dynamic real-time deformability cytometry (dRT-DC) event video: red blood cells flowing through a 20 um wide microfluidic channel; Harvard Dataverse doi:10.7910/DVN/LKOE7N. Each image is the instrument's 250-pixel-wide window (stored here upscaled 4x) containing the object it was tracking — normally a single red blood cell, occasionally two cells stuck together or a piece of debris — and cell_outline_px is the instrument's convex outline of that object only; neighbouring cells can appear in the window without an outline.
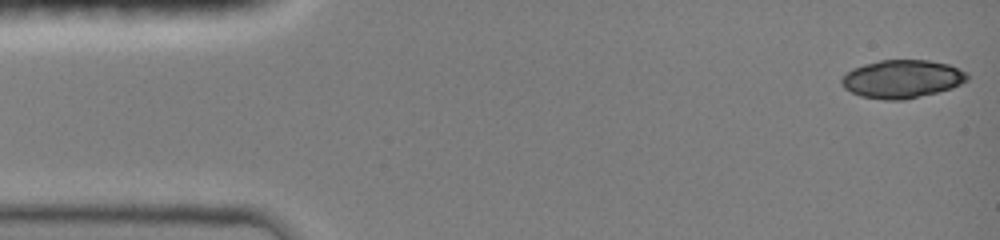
{"species": "common noctule bat (a hibernating species)", "species_latin": "Nyctalus noctula", "temperature_condition": "room temperature", "stored_images_in_passage": 10, "camera_frame_rate_fps": 3000, "um_per_image_px": 0.085, "animal": {"sex": "female", "body_mass_g": 19.0, "forearm_length_mm": 51.5}, "frame": {"image": 1, "passage_image": 1, "time_ms": 0.0, "image_size_px": [1000, 240], "cell_outline_px": [[968, 80], [952, 88], [904, 100], [884, 100], [860, 96], [844, 88], [840, 84], [840, 80], [852, 68], [864, 64], [880, 60], [928, 60], [948, 64], [968, 72]], "centroid_in_image_um": [76.67, 6.71], "position_along_channel_um": 8.3, "area_um2": 27.98}}
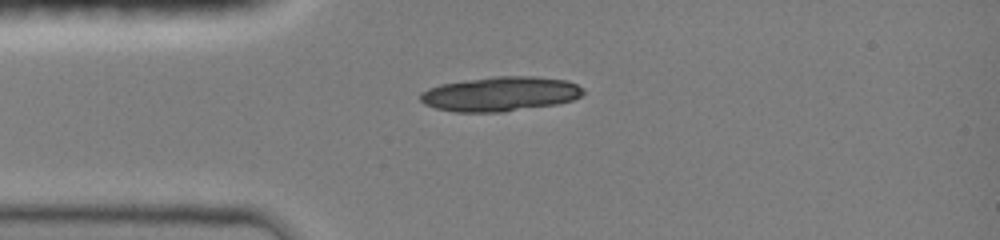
{"frame": {"image": 2, "passage_image": 9, "time_ms": 3.333, "image_size_px": [1000, 240], "cell_outline_px": [[584, 92], [580, 96], [572, 100], [556, 104], [504, 112], [456, 112], [436, 108], [424, 104], [420, 100], [420, 92], [428, 88], [440, 84], [496, 76], [532, 76], [568, 80], [584, 88]], "centroid_in_image_um": [42.52, 7.99], "position_along_channel_um": 42.5, "area_um2": 32.83}}